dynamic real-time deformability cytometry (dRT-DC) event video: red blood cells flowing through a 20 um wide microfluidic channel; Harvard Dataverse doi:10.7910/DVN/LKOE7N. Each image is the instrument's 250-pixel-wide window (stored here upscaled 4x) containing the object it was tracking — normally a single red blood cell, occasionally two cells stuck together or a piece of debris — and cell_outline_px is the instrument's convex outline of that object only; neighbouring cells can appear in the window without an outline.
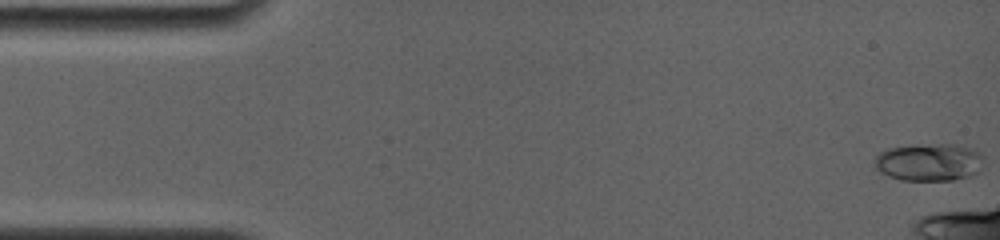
{"species": "common noctule bat (a hibernating species)", "species_latin": "Nyctalus noctula", "temperature_condition": "room temperature", "stored_images_in_passage": 49, "camera_frame_rate_fps": 4000, "um_per_image_px": 0.085, "animal": {"sex": "female", "body_mass_g": 19.0, "forearm_length_mm": 56.7}, "frame": {"image": 1, "passage_image": 1, "time_ms": 0.0, "image_size_px": [1000, 240], "cell_outline_px": [[980, 172], [972, 176], [952, 180], [900, 180], [888, 176], [880, 172], [876, 168], [876, 160], [880, 152], [892, 148], [952, 148], [968, 152], [980, 168]], "centroid_in_image_um": [78.76, 13.94], "position_along_channel_um": 6.2, "area_um2": 20.92}}
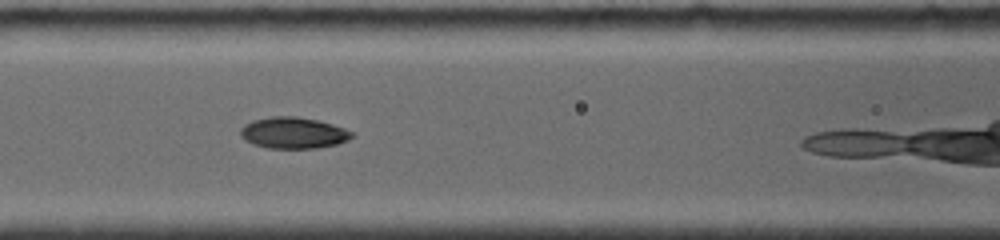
{"frame": {"image": 2, "passage_image": 28, "time_ms": 6.75, "image_size_px": [1000, 240], "cell_outline_px": [[356, 136], [348, 140], [336, 144], [316, 148], [268, 148], [252, 144], [244, 140], [240, 136], [240, 128], [244, 124], [252, 120], [272, 116], [296, 116], [316, 120], [332, 124], [356, 132]], "centroid_in_image_um": [24.93, 11.29], "position_along_channel_um": 141.7, "area_um2": 20.58}}
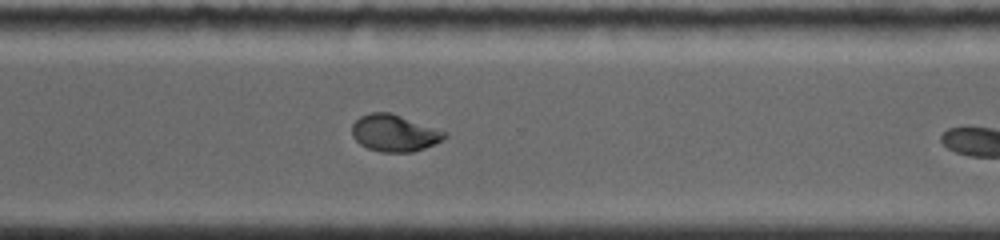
{"frame": {"image": 3, "passage_image": 48, "time_ms": 11.75, "image_size_px": [1000, 240], "cell_outline_px": [[448, 136], [444, 140], [436, 144], [412, 152], [380, 152], [368, 148], [360, 144], [352, 136], [352, 124], [360, 116], [372, 112], [392, 112], [448, 132]], "centroid_in_image_um": [33.56, 11.3], "position_along_channel_um": 337.0, "area_um2": 20.17}}